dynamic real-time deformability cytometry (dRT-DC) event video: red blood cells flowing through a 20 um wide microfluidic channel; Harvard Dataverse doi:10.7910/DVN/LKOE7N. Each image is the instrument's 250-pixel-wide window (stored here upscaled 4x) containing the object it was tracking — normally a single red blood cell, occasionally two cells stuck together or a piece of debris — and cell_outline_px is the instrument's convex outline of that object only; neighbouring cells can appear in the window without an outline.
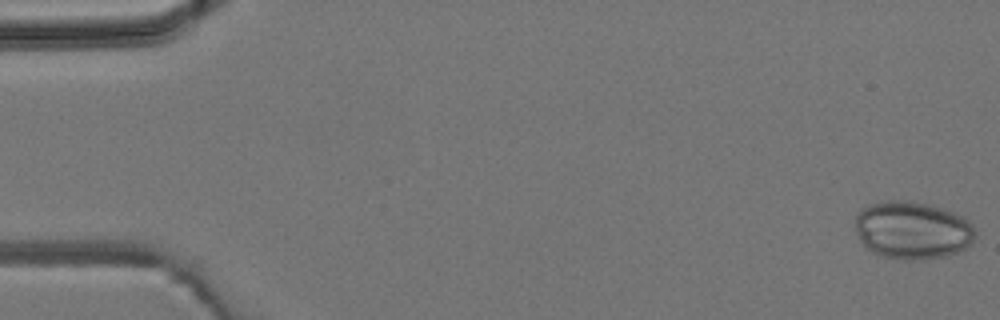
{"species": "common noctule bat (a hibernating species)", "species_latin": "Nyctalus noctula", "temperature_condition": "room temperature", "stored_images_in_passage": 5, "camera_frame_rate_fps": 3000, "um_per_image_px": 0.085, "animal": {"sex": "male", "body_mass_g": 19.2, "forearm_length_mm": 51.8}, "frame": {"image": 1, "passage_image": 1, "time_ms": 0.0, "image_size_px": [1000, 320], "cell_outline_px": [[976, 236], [972, 244], [948, 256], [920, 260], [904, 260], [880, 256], [872, 252], [860, 240], [856, 232], [856, 216], [864, 208], [872, 204], [888, 200], [908, 200], [932, 204], [964, 216], [972, 224], [976, 232]], "centroid_in_image_um": [77.6, 19.57], "position_along_channel_um": 7.4, "area_um2": 40.81}}